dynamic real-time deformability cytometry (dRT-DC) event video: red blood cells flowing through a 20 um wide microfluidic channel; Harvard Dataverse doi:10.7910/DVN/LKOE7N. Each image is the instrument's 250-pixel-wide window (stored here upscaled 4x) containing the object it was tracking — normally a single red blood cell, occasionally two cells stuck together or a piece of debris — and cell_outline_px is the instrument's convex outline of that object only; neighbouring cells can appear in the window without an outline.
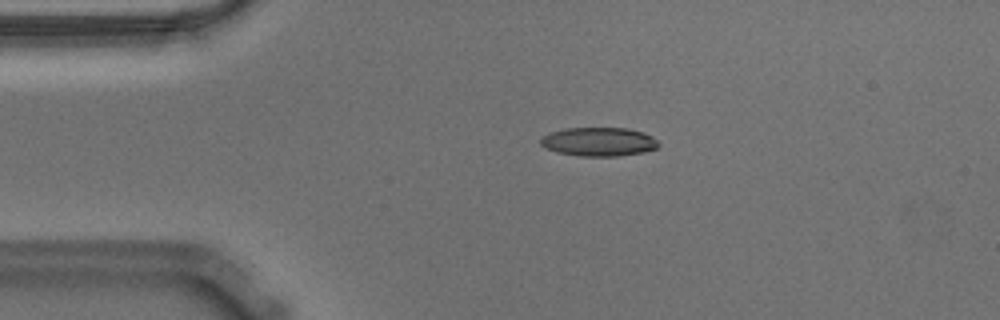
{"species": "Egyptian fruit bat (a non-hibernating species)", "species_latin": "Rousettus aegyptiacus", "temperature_condition": "warm", "stored_images_in_passage": 51, "camera_frame_rate_fps": 3000, "um_per_image_px": 0.085, "animal": {"sex": "male"}, "frame": {"image": 1, "passage_image": 7, "time_ms": 2.0, "image_size_px": [1000, 320], "cell_outline_px": [[660, 144], [656, 148], [644, 152], [620, 156], [580, 156], [556, 152], [540, 144], [540, 140], [548, 132], [564, 128], [628, 128], [644, 132], [652, 136]], "centroid_in_image_um": [50.91, 12.04], "position_along_channel_um": 34.1, "area_um2": 19.88}}
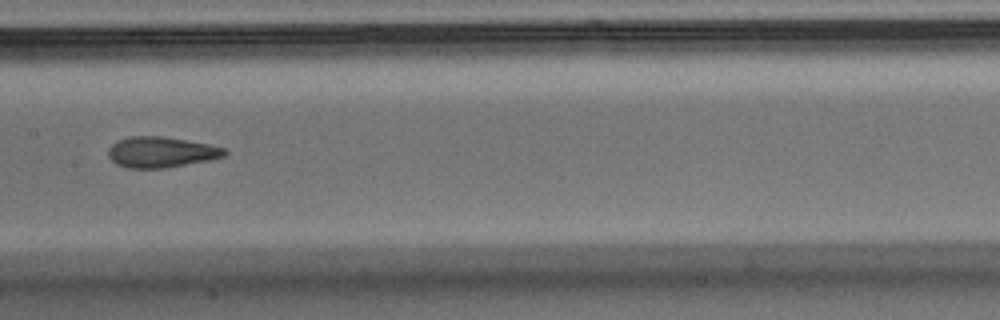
{"frame": {"image": 2, "passage_image": 23, "time_ms": 7.333, "image_size_px": [1000, 320], "cell_outline_px": [[228, 152], [224, 156], [208, 160], [164, 168], [128, 168], [116, 164], [108, 156], [108, 148], [116, 140], [128, 136], [160, 136], [208, 144], [224, 148]], "centroid_in_image_um": [13.64, 12.93], "position_along_channel_um": 193.8, "area_um2": 20.69}}
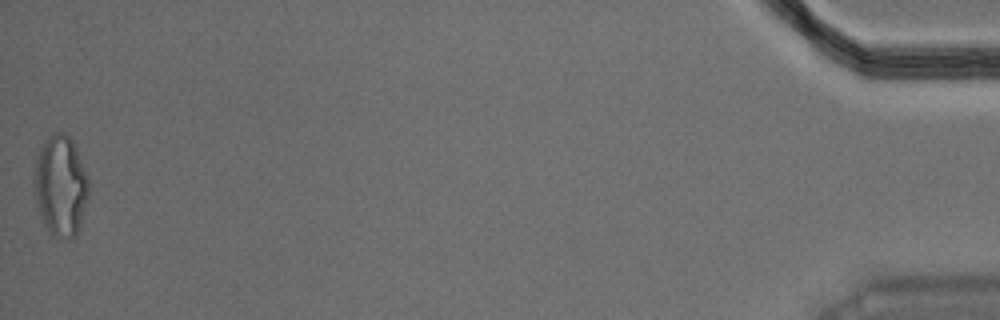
{"frame": {"image": 3, "passage_image": 51, "time_ms": 16.667, "image_size_px": [1000, 320], "cell_outline_px": [[88, 196], [80, 228], [72, 240], [56, 236], [44, 224], [36, 204], [32, 180], [36, 156], [40, 148], [48, 136], [56, 132], [64, 132], [72, 140], [76, 148], [88, 176]], "centroid_in_image_um": [5.14, 15.78], "position_along_channel_um": 430.1, "area_um2": 32.25}, "authors_computed_cell_mechanics": {"area_um2": 20.808, "velocity_mm_per_s": 3.6111, "shape_relaxation_time_tau1_ms": null, "shape_relaxation_time_tau2_ms": 2.3971, "deformation_change_tau1": null, "deformation_change_tau2": 0.1123}}